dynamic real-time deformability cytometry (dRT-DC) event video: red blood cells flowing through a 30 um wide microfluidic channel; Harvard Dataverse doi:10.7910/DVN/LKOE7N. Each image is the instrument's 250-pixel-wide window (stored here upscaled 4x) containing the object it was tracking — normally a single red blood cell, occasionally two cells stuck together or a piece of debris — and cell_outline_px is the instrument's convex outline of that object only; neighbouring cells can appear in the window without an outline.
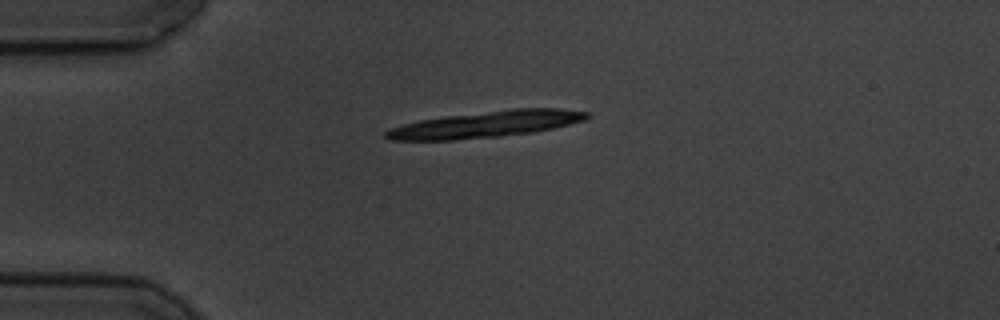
{"species": "common noctule bat (a hibernating species)", "species_latin": "Nyctalus noctula", "temperature_condition": "cold", "stored_images_in_passage": 2, "camera_frame_rate_fps": 3000, "um_per_image_px": 0.085, "animal": {"sex": "male", "body_mass_g": 19.5, "forearm_length_mm": 54.6}, "frame": {"image": 1, "passage_image": 1, "time_ms": 0.0, "image_size_px": [1000, 320], "cell_outline_px": [[592, 116], [584, 120], [552, 128], [532, 132], [500, 136], [452, 140], [392, 140], [384, 136], [384, 132], [388, 128], [420, 120], [444, 116], [512, 108], [560, 108], [588, 112]], "centroid_in_image_um": [41.29, 10.55], "position_along_channel_um": 43.7, "area_um2": 30.87}}